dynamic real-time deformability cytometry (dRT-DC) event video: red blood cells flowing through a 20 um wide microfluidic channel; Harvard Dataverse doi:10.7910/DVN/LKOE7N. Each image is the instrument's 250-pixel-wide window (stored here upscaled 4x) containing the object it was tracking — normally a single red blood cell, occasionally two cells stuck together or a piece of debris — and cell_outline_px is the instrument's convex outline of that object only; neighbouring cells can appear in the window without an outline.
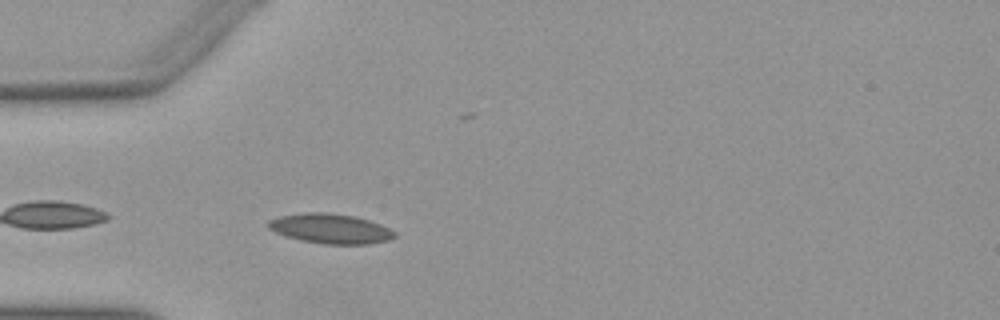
{"species": "Egyptian fruit bat (a non-hibernating species)", "species_latin": "Rousettus aegyptiacus", "temperature_condition": "warm", "stored_images_in_passage": 6, "camera_frame_rate_fps": 3000, "um_per_image_px": 0.085, "animal": {"sex": "female"}, "frame": {"image": 1, "passage_image": 2, "time_ms": 0.333, "image_size_px": [1000, 320], "cell_outline_px": [[396, 236], [388, 240], [368, 244], [324, 244], [304, 240], [288, 236], [276, 232], [268, 228], [268, 220], [280, 216], [304, 212], [324, 212], [356, 216], [380, 224], [396, 232]], "centroid_in_image_um": [28.11, 19.42], "position_along_channel_um": 56.9, "area_um2": 21.73}}